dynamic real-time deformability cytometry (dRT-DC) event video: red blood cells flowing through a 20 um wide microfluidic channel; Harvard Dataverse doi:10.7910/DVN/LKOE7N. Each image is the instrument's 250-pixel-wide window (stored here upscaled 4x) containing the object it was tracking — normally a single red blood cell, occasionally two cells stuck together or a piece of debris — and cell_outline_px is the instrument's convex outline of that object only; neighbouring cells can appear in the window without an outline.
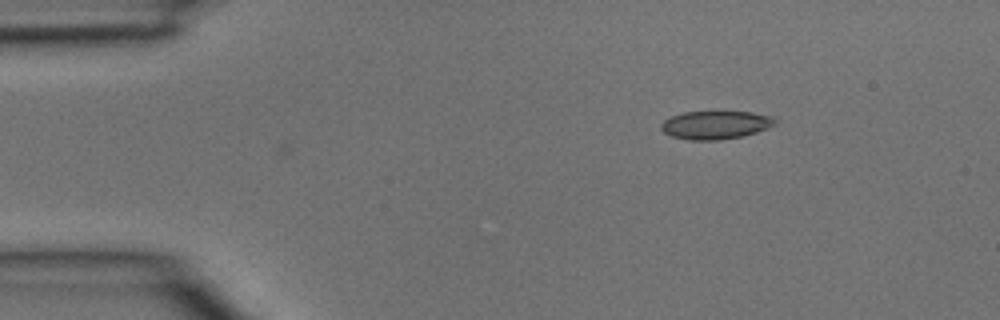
{"species": "common noctule bat (a hibernating species)", "species_latin": "Nyctalus noctula", "temperature_condition": "room temperature", "stored_images_in_passage": 34, "camera_frame_rate_fps": 3000, "um_per_image_px": 0.085, "animal": {"sex": "male", "body_mass_g": 15.6}, "frame": {"image": 1, "passage_image": 1, "time_ms": 0.0, "image_size_px": [1000, 320], "cell_outline_px": [[780, 120], [776, 124], [756, 132], [740, 136], [720, 140], [688, 140], [672, 136], [664, 132], [660, 128], [660, 124], [664, 120], [672, 116], [684, 112], [752, 112], [772, 116]], "centroid_in_image_um": [60.83, 10.62], "position_along_channel_um": 24.2, "area_um2": 18.73}}
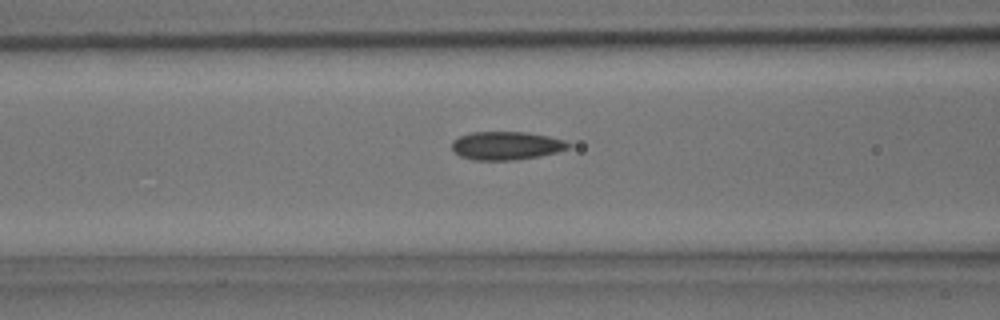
{"frame": {"image": 2, "passage_image": 11, "time_ms": 3.333, "image_size_px": [1000, 320], "cell_outline_px": [[572, 144], [568, 148], [556, 152], [540, 156], [516, 160], [472, 160], [460, 156], [452, 148], [452, 140], [460, 136], [472, 132], [528, 132], [548, 136], [564, 140]], "centroid_in_image_um": [43.04, 12.38], "position_along_channel_um": 123.6, "area_um2": 19.25}}
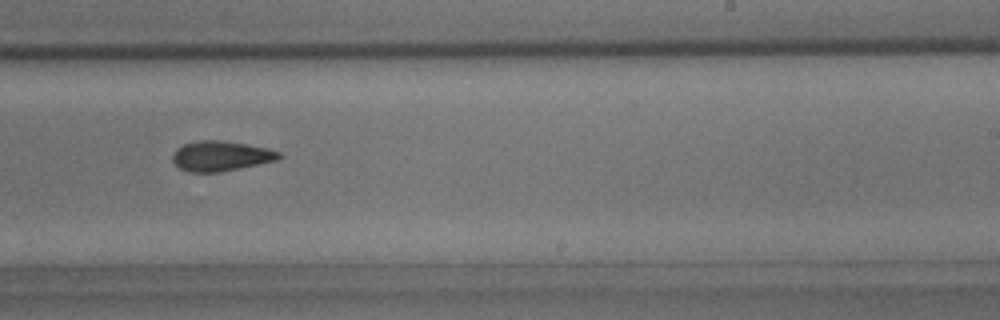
{"frame": {"image": 3, "passage_image": 20, "time_ms": 6.333, "image_size_px": [1000, 320], "cell_outline_px": [[280, 156], [276, 160], [220, 172], [188, 172], [180, 168], [172, 160], [172, 156], [176, 148], [184, 144], [200, 140], [216, 140], [244, 144], [264, 148], [280, 152]], "centroid_in_image_um": [18.7, 13.27], "position_along_channel_um": 270.3, "area_um2": 18.21}}